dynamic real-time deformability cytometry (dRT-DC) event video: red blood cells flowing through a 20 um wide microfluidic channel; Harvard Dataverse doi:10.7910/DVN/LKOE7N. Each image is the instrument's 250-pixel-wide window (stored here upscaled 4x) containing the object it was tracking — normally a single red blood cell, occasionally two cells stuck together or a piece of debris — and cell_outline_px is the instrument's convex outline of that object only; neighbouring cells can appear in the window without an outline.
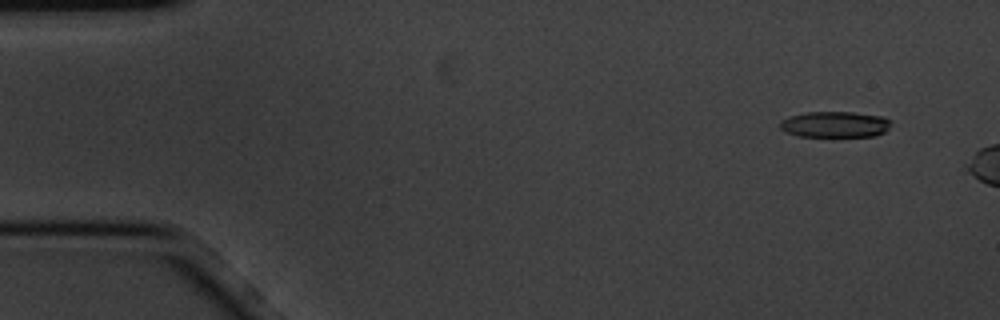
{"species": "common noctule bat (a hibernating species)", "species_latin": "Nyctalus noctula", "temperature_condition": "cold", "stored_images_in_passage": 3, "camera_frame_rate_fps": 3000, "um_per_image_px": 0.085, "animal": {"sex": "male", "body_mass_g": 20.1, "forearm_length_mm": 53.5}, "frame": {"image": 1, "passage_image": 1, "time_ms": 0.0, "image_size_px": [1000, 320], "cell_outline_px": [[892, 120], [888, 128], [884, 132], [876, 136], [800, 136], [784, 132], [780, 128], [780, 120], [788, 116], [804, 112], [852, 112], [884, 116]], "centroid_in_image_um": [70.96, 10.56], "position_along_channel_um": 14.0, "area_um2": 16.99}}